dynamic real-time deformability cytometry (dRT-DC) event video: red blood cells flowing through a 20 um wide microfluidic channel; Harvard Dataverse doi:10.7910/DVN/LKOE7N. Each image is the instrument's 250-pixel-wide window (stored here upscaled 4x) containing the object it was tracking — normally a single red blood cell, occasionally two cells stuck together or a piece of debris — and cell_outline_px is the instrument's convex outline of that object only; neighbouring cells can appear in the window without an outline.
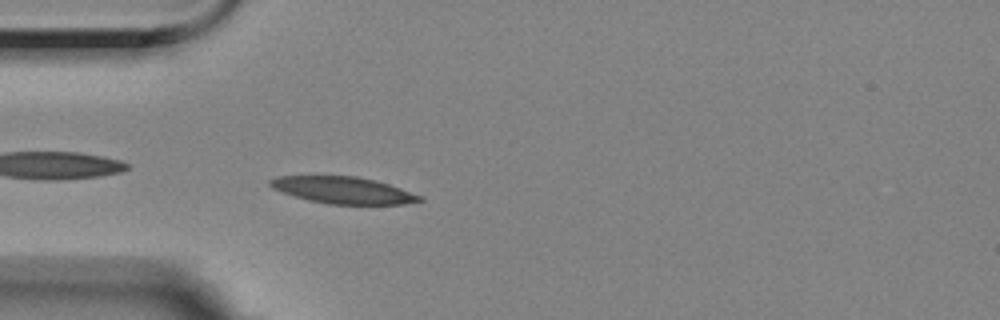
{"species": "Egyptian fruit bat (a non-hibernating species)", "species_latin": "Rousettus aegyptiacus", "temperature_condition": "room temperature", "stored_images_in_passage": 44, "camera_frame_rate_fps": 3000, "um_per_image_px": 0.085, "animal": {"sex": "female"}, "frame": {"image": 1, "passage_image": 3, "time_ms": 0.667, "image_size_px": [1000, 320], "cell_outline_px": [[424, 200], [404, 204], [328, 204], [308, 200], [272, 188], [268, 184], [268, 180], [276, 176], [356, 176], [388, 184], [424, 196]], "centroid_in_image_um": [29.17, 16.17], "position_along_channel_um": 55.8, "area_um2": 23.18}}
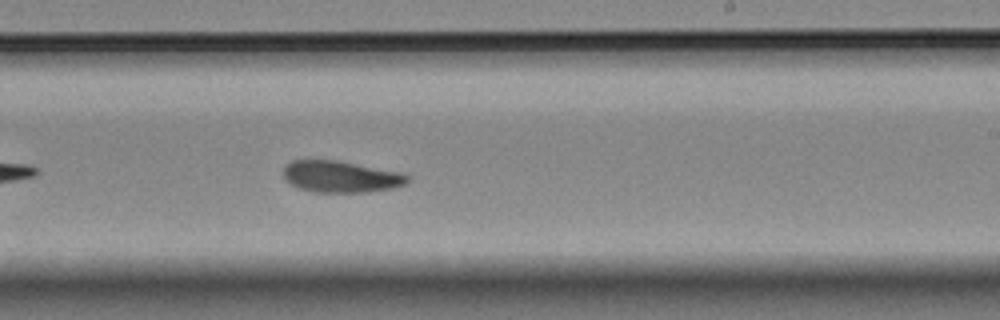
{"frame": {"image": 2, "passage_image": 21, "time_ms": 6.667, "image_size_px": [1000, 320], "cell_outline_px": [[408, 180], [404, 184], [392, 188], [368, 192], [316, 192], [300, 188], [292, 184], [284, 176], [284, 168], [292, 160], [336, 160], [404, 172], [408, 176]], "centroid_in_image_um": [29.02, 15.01], "position_along_channel_um": 260.0, "area_um2": 22.66}}
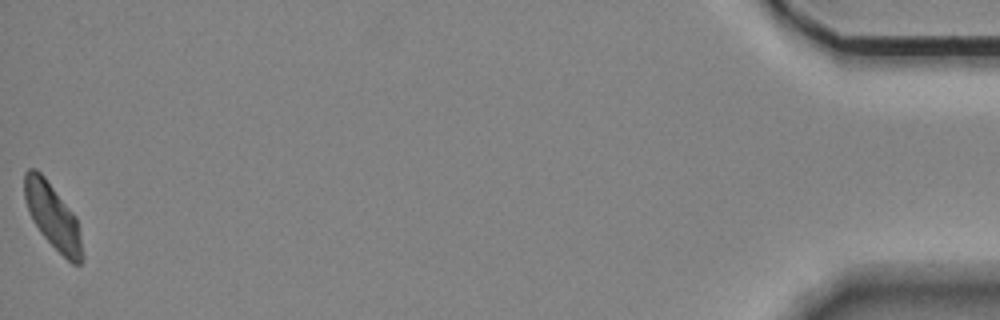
{"frame": {"image": 3, "passage_image": 44, "time_ms": 14.333, "image_size_px": [1000, 320], "cell_outline_px": [[84, 260], [80, 264], [72, 264], [40, 232], [32, 220], [24, 196], [24, 172], [28, 168], [36, 168], [44, 176], [76, 216], [84, 256]], "centroid_in_image_um": [4.48, 18.37], "position_along_channel_um": 430.7, "area_um2": 21.73}, "authors_computed_cell_mechanics": {"area_um2": 22.8888, "velocity_mm_per_s": 3.4793, "shape_relaxation_time_tau1_ms": 10.2163, "shape_relaxation_time_tau2_ms": 4.0688, "deformation_change_tau1": 0.1886, "deformation_change_tau2": 0.092}}